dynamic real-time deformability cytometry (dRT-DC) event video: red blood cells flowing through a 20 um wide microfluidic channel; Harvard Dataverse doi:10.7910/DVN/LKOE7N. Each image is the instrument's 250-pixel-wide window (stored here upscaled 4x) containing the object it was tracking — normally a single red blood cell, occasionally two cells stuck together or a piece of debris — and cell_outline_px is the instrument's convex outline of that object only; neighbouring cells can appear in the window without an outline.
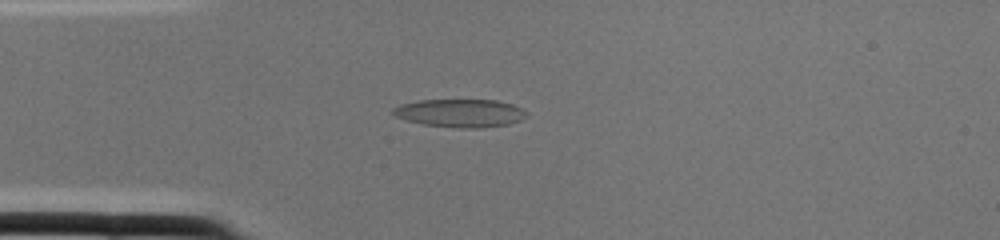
{"species": "common noctule bat (a hibernating species)", "species_latin": "Nyctalus noctula", "temperature_condition": "cold", "stored_images_in_passage": 1, "camera_frame_rate_fps": 3000, "um_per_image_px": 0.085, "animal": {"sex": "female", "body_mass_g": 22.0, "forearm_length_mm": 56.7}, "frame": {"image": 1, "passage_image": 1, "time_ms": 0.0, "image_size_px": [1000, 240], "cell_outline_px": [[528, 116], [520, 120], [508, 124], [480, 128], [460, 128], [424, 124], [408, 120], [396, 116], [392, 112], [392, 108], [400, 104], [420, 100], [496, 100], [512, 104], [528, 112]], "centroid_in_image_um": [39.14, 9.61], "position_along_channel_um": 45.9, "area_um2": 21.73}}